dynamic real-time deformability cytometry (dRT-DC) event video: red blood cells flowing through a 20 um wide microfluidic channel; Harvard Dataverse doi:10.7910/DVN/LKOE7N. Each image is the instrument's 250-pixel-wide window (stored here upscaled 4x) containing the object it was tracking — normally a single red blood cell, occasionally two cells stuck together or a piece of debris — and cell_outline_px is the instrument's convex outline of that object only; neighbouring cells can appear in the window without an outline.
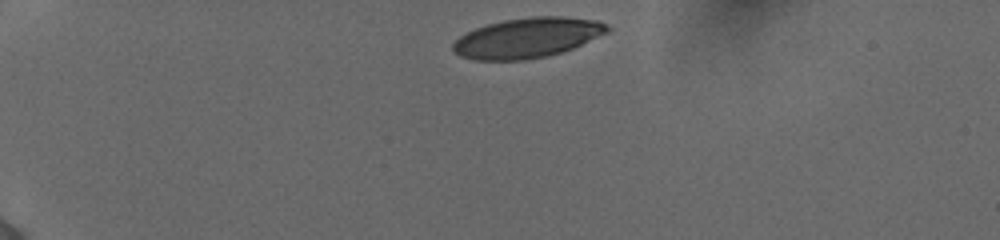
{"species": "human", "species_latin": "Homo sapiens", "temperature_condition": "cold", "stored_images_in_passage": 7, "camera_frame_rate_fps": 3000, "um_per_image_px": 0.085, "donor": {"sex": "female"}, "frame": {"image": 1, "passage_image": 1, "time_ms": 0.0, "image_size_px": [1000, 240], "cell_outline_px": [[612, 28], [608, 32], [572, 48], [560, 52], [544, 56], [524, 60], [472, 60], [460, 56], [452, 48], [452, 44], [460, 36], [476, 28], [488, 24], [504, 20], [532, 16], [564, 16], [596, 20], [608, 24]], "centroid_in_image_um": [44.84, 3.2], "position_along_channel_um": 40.2, "area_um2": 35.84}}
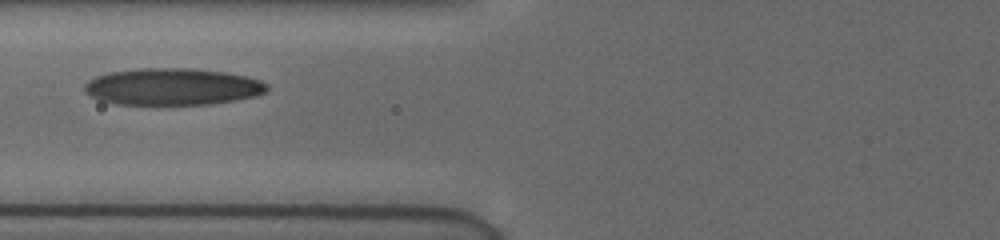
{"frame": {"image": 2, "passage_image": 5, "time_ms": 1.333, "image_size_px": [1000, 240], "cell_outline_px": [[268, 92], [256, 96], [208, 104], [116, 104], [100, 100], [84, 92], [84, 84], [88, 80], [96, 76], [108, 72], [136, 68], [192, 68], [224, 72], [248, 76], [260, 80], [268, 84]], "centroid_in_image_um": [14.66, 7.35], "position_along_channel_um": 111.1, "area_um2": 39.36}}
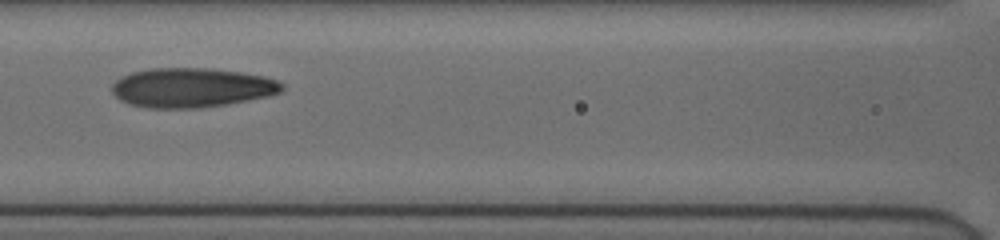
{"frame": {"image": 3, "passage_image": 6, "time_ms": 1.667, "image_size_px": [1000, 240], "cell_outline_px": [[284, 88], [280, 92], [268, 96], [228, 104], [200, 108], [148, 108], [128, 104], [120, 100], [112, 92], [112, 84], [120, 76], [132, 72], [152, 68], [204, 68], [240, 72], [264, 76], [276, 80], [284, 84]], "centroid_in_image_um": [16.27, 7.45], "position_along_channel_um": 150.3, "area_um2": 39.19}}